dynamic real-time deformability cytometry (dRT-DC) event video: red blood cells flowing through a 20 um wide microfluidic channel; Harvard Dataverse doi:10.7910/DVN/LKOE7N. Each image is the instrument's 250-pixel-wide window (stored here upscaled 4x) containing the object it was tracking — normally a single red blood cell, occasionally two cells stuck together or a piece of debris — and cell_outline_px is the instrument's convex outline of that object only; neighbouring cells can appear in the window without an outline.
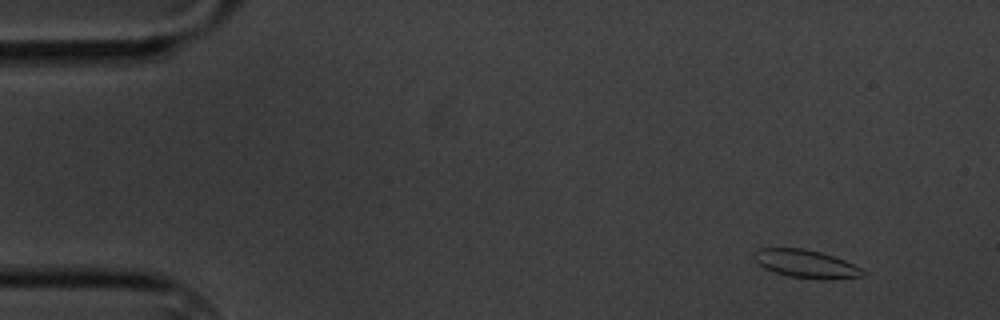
{"species": "common noctule bat (a hibernating species)", "species_latin": "Nyctalus noctula", "temperature_condition": "cold", "stored_images_in_passage": 7, "camera_frame_rate_fps": 3000, "um_per_image_px": 0.085, "animal": {"sex": "male", "body_mass_g": 20.1, "forearm_length_mm": 53.5}, "frame": {"image": 1, "passage_image": 1, "time_ms": 0.0, "image_size_px": [1000, 320], "cell_outline_px": [[868, 272], [864, 276], [832, 280], [824, 280], [788, 276], [764, 268], [756, 264], [752, 256], [752, 252], [760, 248], [804, 248], [820, 252], [844, 260]], "centroid_in_image_um": [68.49, 22.43], "position_along_channel_um": 16.5, "area_um2": 18.03}}
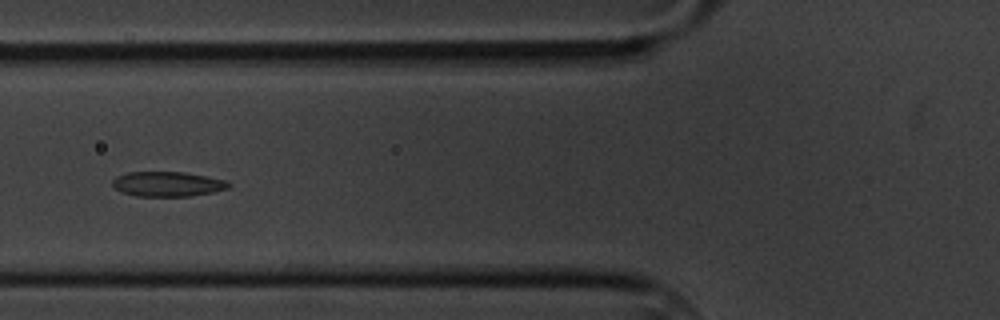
{"frame": {"image": 2, "passage_image": 6, "time_ms": 5.667, "image_size_px": [1000, 320], "cell_outline_px": [[232, 184], [228, 188], [212, 192], [192, 196], [136, 196], [120, 192], [112, 184], [112, 180], [116, 176], [128, 172], [184, 172], [224, 180]], "centroid_in_image_um": [14.21, 15.64], "position_along_channel_um": 111.6, "area_um2": 16.76}}
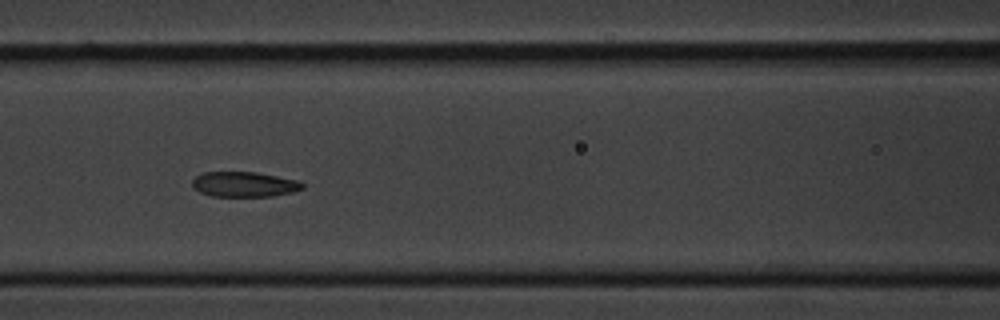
{"frame": {"image": 3, "passage_image": 7, "time_ms": 6.667, "image_size_px": [1000, 320], "cell_outline_px": [[304, 188], [292, 192], [272, 196], [212, 196], [200, 192], [192, 188], [192, 180], [196, 176], [204, 172], [256, 172], [296, 180], [304, 184]], "centroid_in_image_um": [20.73, 15.67], "position_along_channel_um": 145.9, "area_um2": 16.07}}